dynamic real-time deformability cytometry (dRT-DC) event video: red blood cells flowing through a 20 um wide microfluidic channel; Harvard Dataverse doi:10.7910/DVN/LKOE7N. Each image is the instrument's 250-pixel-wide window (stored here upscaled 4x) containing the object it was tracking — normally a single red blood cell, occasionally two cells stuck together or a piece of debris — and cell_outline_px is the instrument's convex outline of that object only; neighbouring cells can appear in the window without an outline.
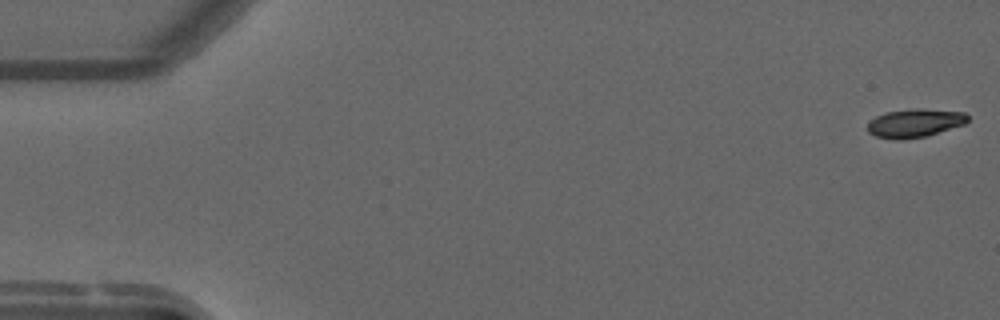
{"species": "common noctule bat (a hibernating species)", "species_latin": "Nyctalus noctula", "temperature_condition": "warm", "stored_images_in_passage": 56, "camera_frame_rate_fps": 3000, "um_per_image_px": 0.085, "animal": {"sex": "male", "forearm_length_mm": 52.5}, "frame": {"image": 1, "passage_image": 1, "time_ms": 0.0, "image_size_px": [1000, 320], "cell_outline_px": [[968, 120], [964, 124], [928, 136], [900, 140], [896, 140], [876, 136], [868, 132], [868, 120], [884, 112], [916, 108], [924, 108], [964, 112], [968, 116]], "centroid_in_image_um": [77.74, 10.45], "position_along_channel_um": 7.3, "area_um2": 16.82}}
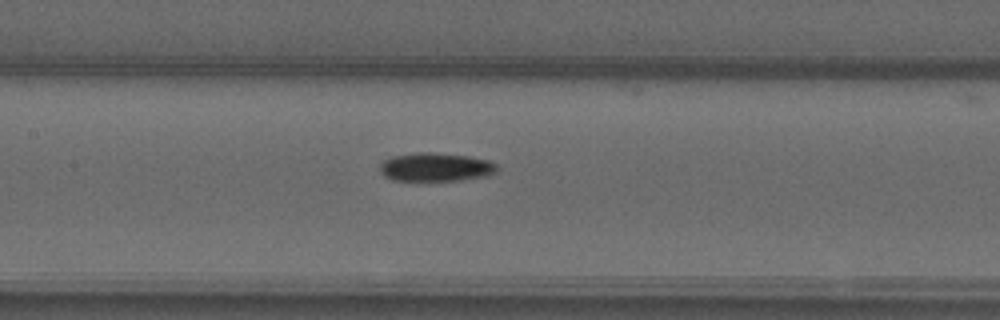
{"frame": {"image": 2, "passage_image": 26, "time_ms": 8.333, "image_size_px": [1000, 320], "cell_outline_px": [[496, 172], [488, 176], [460, 180], [392, 180], [384, 176], [380, 172], [380, 164], [384, 160], [392, 156], [420, 152], [432, 152], [468, 156], [488, 160], [496, 164]], "centroid_in_image_um": [37.02, 14.2], "position_along_channel_um": 170.4, "area_um2": 19.42}}
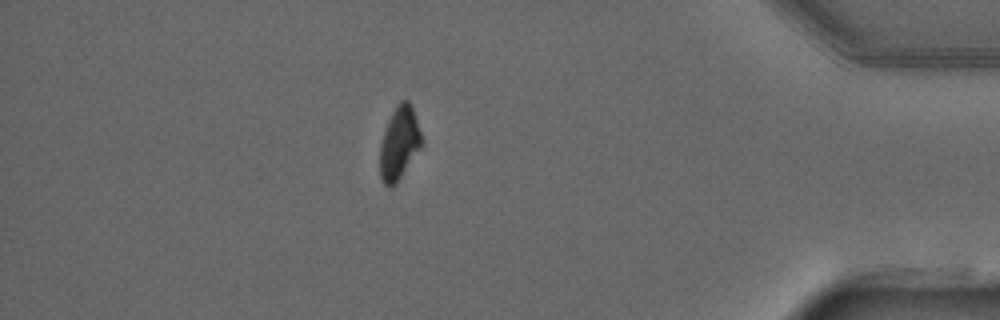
{"frame": {"image": 3, "passage_image": 48, "time_ms": 15.667, "image_size_px": [1000, 320], "cell_outline_px": [[424, 140], [420, 148], [396, 184], [392, 188], [388, 188], [384, 184], [380, 176], [380, 144], [388, 120], [396, 104], [400, 100], [408, 100], [412, 104]], "centroid_in_image_um": [33.95, 12.15], "position_along_channel_um": 401.3, "area_um2": 17.98}, "authors_computed_cell_mechanics": {"area_um2": 18.496, "velocity_mm_per_s": 3.731, "shape_relaxation_time_tau1_ms": 10.3812, "shape_relaxation_time_tau2_ms": null, "deformation_change_tau1": 0.2413, "deformation_change_tau2": null}}